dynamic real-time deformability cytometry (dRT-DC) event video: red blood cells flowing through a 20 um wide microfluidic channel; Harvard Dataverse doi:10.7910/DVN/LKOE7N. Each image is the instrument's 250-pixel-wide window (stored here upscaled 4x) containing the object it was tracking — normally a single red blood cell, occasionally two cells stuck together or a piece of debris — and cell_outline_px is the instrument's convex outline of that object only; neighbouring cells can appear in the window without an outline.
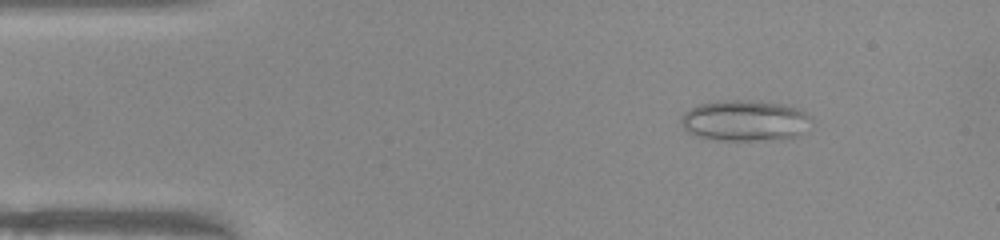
{"species": "common noctule bat (a hibernating species)", "species_latin": "Nyctalus noctula", "temperature_condition": "warm", "stored_images_in_passage": 46, "camera_frame_rate_fps": 3000, "um_per_image_px": 0.085, "animal": {"sex": "female", "body_mass_g": 22.0, "forearm_length_mm": 56.7}, "frame": {"image": 1, "passage_image": 2, "time_ms": 0.333, "image_size_px": [1000, 240], "cell_outline_px": [[812, 120], [796, 136], [784, 140], [716, 140], [696, 136], [688, 132], [680, 124], [680, 116], [684, 112], [700, 104], [724, 100], [748, 100], [784, 104], [796, 108], [812, 116]], "centroid_in_image_um": [63.29, 10.26], "position_along_channel_um": 21.7, "area_um2": 31.15}}
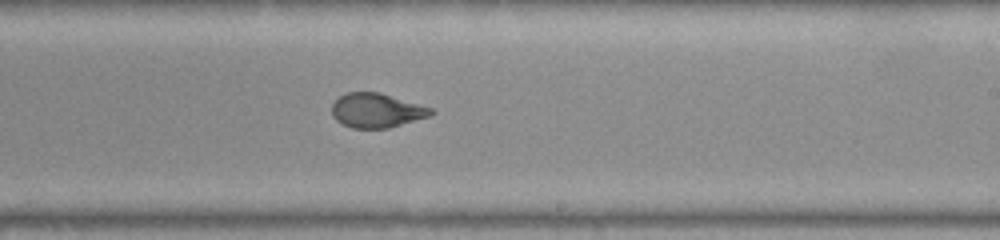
{"frame": {"image": 2, "passage_image": 25, "time_ms": 8.0, "image_size_px": [1000, 240], "cell_outline_px": [[436, 112], [432, 116], [388, 128], [352, 128], [336, 120], [332, 116], [332, 104], [340, 96], [348, 92], [380, 92], [432, 108]], "centroid_in_image_um": [32.04, 9.39], "position_along_channel_um": 257.0, "area_um2": 19.88}}
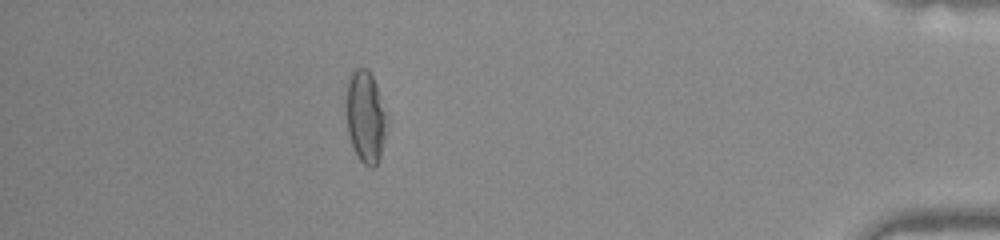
{"frame": {"image": 3, "passage_image": 40, "time_ms": 13.0, "image_size_px": [1000, 240], "cell_outline_px": [[384, 136], [380, 160], [372, 168], [368, 168], [356, 156], [348, 132], [344, 96], [344, 84], [348, 76], [356, 68], [368, 68], [376, 84], [384, 112]], "centroid_in_image_um": [30.98, 9.88], "position_along_channel_um": 404.2, "area_um2": 21.85}, "authors_computed_cell_mechanics": {"area_um2": 21.7039, "velocity_mm_per_s": 3.9889, "shape_relaxation_time_tau1_ms": null, "shape_relaxation_time_tau2_ms": 0.8825, "deformation_change_tau1": null, "deformation_change_tau2": 0.0711}}